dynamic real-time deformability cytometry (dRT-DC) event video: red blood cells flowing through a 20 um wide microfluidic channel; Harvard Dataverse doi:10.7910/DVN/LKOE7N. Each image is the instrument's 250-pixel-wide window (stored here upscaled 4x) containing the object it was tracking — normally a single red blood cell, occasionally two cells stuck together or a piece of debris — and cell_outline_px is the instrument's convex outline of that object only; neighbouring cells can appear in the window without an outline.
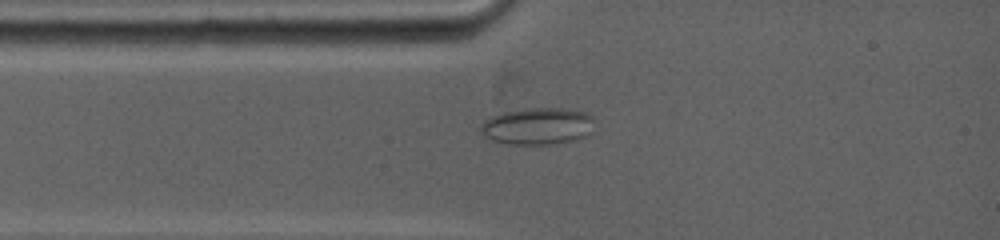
{"species": "common noctule bat (a hibernating species)", "species_latin": "Nyctalus noctula", "temperature_condition": "warm", "stored_images_in_passage": 2, "camera_frame_rate_fps": 5000, "um_per_image_px": 0.085, "animal": {"sex": "female", "body_mass_g": 19.0, "forearm_length_mm": 53.3}, "frame": {"image": 1, "passage_image": 2, "time_ms": 1.0, "image_size_px": [1000, 240], "cell_outline_px": [[588, 120], [584, 136], [572, 140], [548, 144], [512, 144], [492, 140], [480, 132], [480, 128], [492, 116], [500, 112], [524, 108], [568, 108], [588, 112]], "centroid_in_image_um": [45.59, 10.7], "position_along_channel_um": 39.4, "area_um2": 23.58}}